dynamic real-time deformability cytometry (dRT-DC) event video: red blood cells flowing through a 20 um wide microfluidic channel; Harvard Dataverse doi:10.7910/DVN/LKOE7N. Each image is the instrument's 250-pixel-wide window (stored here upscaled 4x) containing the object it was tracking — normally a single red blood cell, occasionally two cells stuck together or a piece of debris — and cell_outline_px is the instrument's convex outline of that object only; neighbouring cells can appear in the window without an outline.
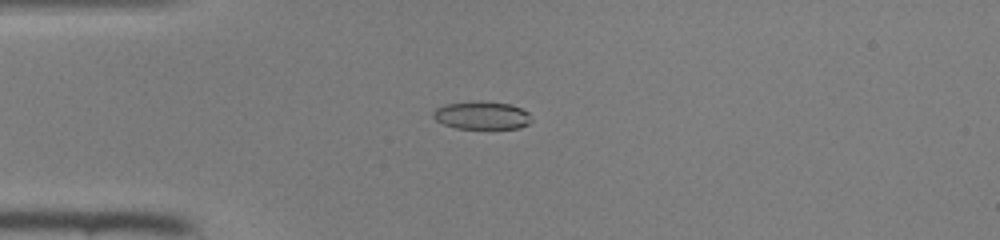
{"species": "common noctule bat (a hibernating species)", "species_latin": "Nyctalus noctula", "temperature_condition": "room temperature", "stored_images_in_passage": 44, "camera_frame_rate_fps": 3000, "um_per_image_px": 0.085, "animal": {"sex": "female", "body_mass_g": 22.0, "forearm_length_mm": 56.7}, "frame": {"image": 1, "passage_image": 9, "time_ms": 2.667, "image_size_px": [1000, 240], "cell_outline_px": [[532, 120], [528, 124], [520, 128], [456, 128], [444, 124], [436, 120], [432, 116], [432, 112], [436, 108], [444, 104], [472, 100], [480, 100], [512, 104], [528, 112]], "centroid_in_image_um": [40.94, 9.78], "position_along_channel_um": 44.1, "area_um2": 16.24}}
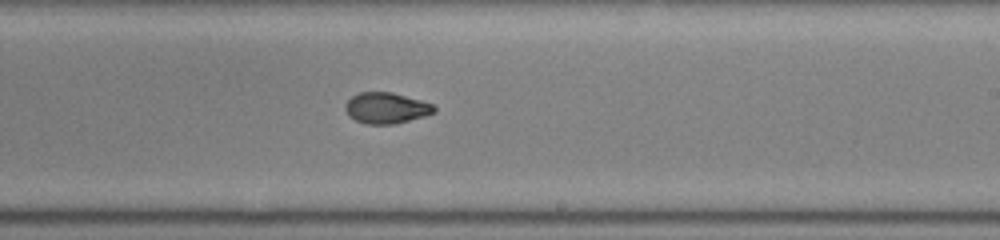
{"frame": {"image": 2, "passage_image": 25, "time_ms": 8.0, "image_size_px": [1000, 240], "cell_outline_px": [[436, 112], [424, 116], [392, 124], [364, 124], [348, 116], [344, 108], [344, 104], [352, 96], [360, 92], [392, 92], [420, 100], [432, 104], [436, 108]], "centroid_in_image_um": [32.8, 9.18], "position_along_channel_um": 256.2, "area_um2": 16.01}}
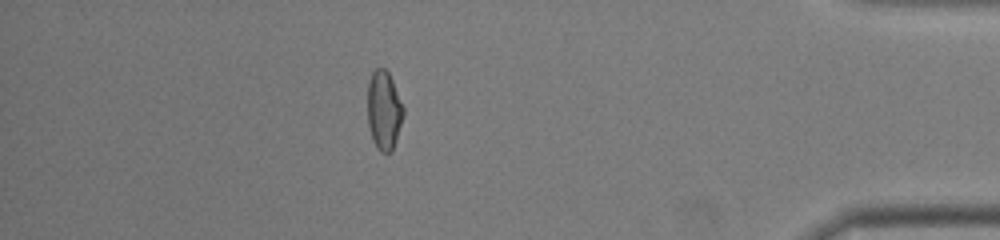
{"frame": {"image": 3, "passage_image": 38, "time_ms": 12.333, "image_size_px": [1000, 240], "cell_outline_px": [[404, 116], [392, 152], [380, 152], [376, 148], [372, 140], [368, 124], [368, 80], [372, 72], [376, 68], [384, 68], [388, 72], [392, 80], [404, 108]], "centroid_in_image_um": [32.63, 9.39], "position_along_channel_um": 402.6, "area_um2": 16.59}}